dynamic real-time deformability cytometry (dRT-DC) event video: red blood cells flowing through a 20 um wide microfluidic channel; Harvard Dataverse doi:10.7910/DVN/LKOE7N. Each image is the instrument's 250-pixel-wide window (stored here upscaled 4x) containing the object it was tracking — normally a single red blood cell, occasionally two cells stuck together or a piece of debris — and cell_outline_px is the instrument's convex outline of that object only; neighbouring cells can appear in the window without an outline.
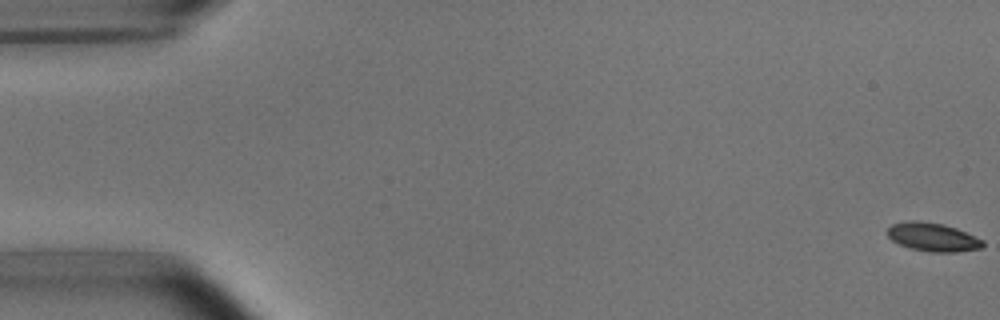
{"species": "common noctule bat (a hibernating species)", "species_latin": "Nyctalus noctula", "temperature_condition": "room temperature", "stored_images_in_passage": 9, "camera_frame_rate_fps": 3000, "um_per_image_px": 0.085, "animal": {"sex": "male", "body_mass_g": 15.6}, "frame": {"image": 1, "passage_image": 1, "time_ms": 0.0, "image_size_px": [1000, 320], "cell_outline_px": [[984, 248], [956, 252], [932, 252], [912, 248], [900, 244], [892, 240], [888, 236], [888, 228], [892, 224], [908, 220], [916, 220], [944, 224], [956, 228], [984, 240]], "centroid_in_image_um": [79.32, 20.14], "position_along_channel_um": 5.7, "area_um2": 15.84}}
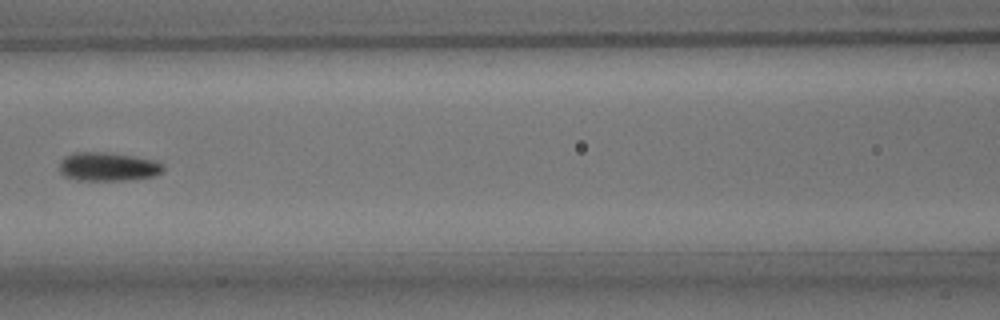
{"frame": {"image": 2, "passage_image": 8, "time_ms": 8.0, "image_size_px": [1000, 320], "cell_outline_px": [[164, 172], [156, 176], [124, 180], [76, 180], [64, 176], [60, 172], [60, 164], [64, 156], [76, 152], [108, 152], [156, 160], [164, 164]], "centroid_in_image_um": [9.21, 14.17], "position_along_channel_um": 157.4, "area_um2": 17.51}}
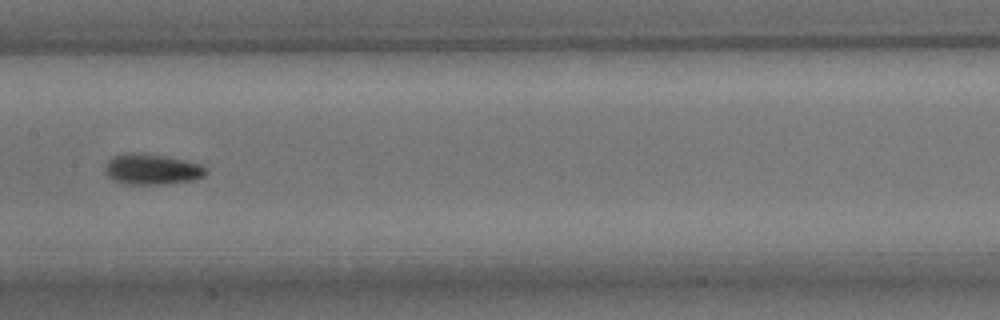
{"frame": {"image": 3, "passage_image": 9, "time_ms": 9.0, "image_size_px": [1000, 320], "cell_outline_px": [[208, 172], [204, 176], [192, 180], [160, 184], [128, 184], [116, 180], [108, 176], [104, 172], [104, 164], [112, 156], [124, 152], [132, 152], [164, 156], [184, 160], [200, 164], [208, 168]], "centroid_in_image_um": [12.89, 14.37], "position_along_channel_um": 194.5, "area_um2": 18.03}}